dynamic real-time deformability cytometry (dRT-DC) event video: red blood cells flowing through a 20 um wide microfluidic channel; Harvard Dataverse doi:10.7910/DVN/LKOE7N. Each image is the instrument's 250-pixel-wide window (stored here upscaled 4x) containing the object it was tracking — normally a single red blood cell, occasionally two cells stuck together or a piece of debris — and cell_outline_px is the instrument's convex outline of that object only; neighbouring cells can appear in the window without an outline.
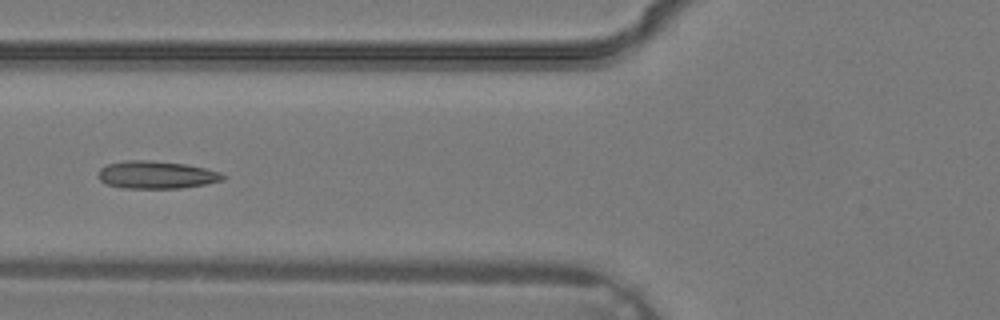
{"species": "common noctule bat (a hibernating species)", "species_latin": "Nyctalus noctula", "temperature_condition": "warm", "stored_images_in_passage": 4, "camera_frame_rate_fps": 3000, "um_per_image_px": 0.085, "animal": {"sex": "male", "body_mass_g": 19.2, "forearm_length_mm": 51.8}, "frame": {"image": 1, "passage_image": 4, "time_ms": 1.0, "image_size_px": [1000, 320], "cell_outline_px": [[228, 176], [224, 180], [204, 184], [180, 188], [124, 188], [104, 184], [96, 176], [96, 172], [100, 168], [108, 164], [124, 160], [148, 160], [184, 164], [204, 168], [220, 172]], "centroid_in_image_um": [13.24, 14.86], "position_along_channel_um": 112.6, "area_um2": 20.23}}